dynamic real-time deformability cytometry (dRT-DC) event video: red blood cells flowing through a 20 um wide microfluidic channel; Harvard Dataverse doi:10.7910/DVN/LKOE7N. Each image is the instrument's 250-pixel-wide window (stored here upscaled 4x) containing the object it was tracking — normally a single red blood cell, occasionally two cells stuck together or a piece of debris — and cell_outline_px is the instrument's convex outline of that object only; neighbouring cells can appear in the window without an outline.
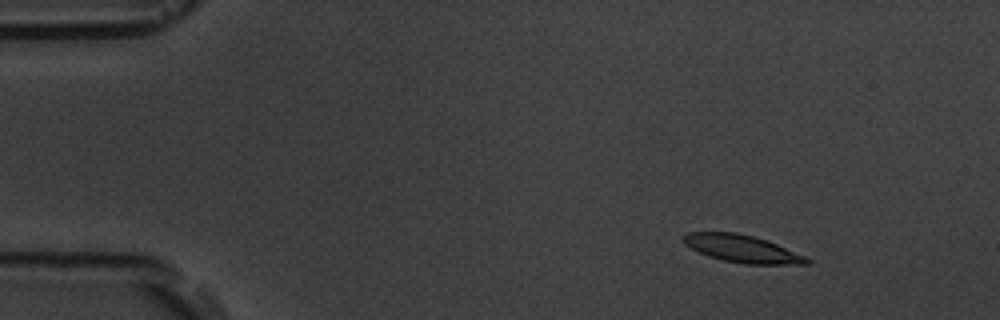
{"species": "common noctule bat (a hibernating species)", "species_latin": "Nyctalus noctula", "temperature_condition": "room temperature", "stored_images_in_passage": 6, "segment_of_instrument_passage": [1, 2], "camera_frame_rate_fps": 3000, "um_per_image_px": 0.085, "animal": {"sex": "male", "body_mass_g": 19.5, "forearm_length_mm": 54.6}, "frame": {"image": 1, "passage_image": 3, "time_ms": 2.0, "image_size_px": [1000, 320], "cell_outline_px": [[812, 264], [744, 264], [724, 260], [708, 256], [684, 244], [680, 240], [688, 232], [736, 232], [752, 236], [776, 244], [804, 256], [812, 260]], "centroid_in_image_um": [63.06, 21.14], "position_along_channel_um": 21.9, "area_um2": 19.48}}
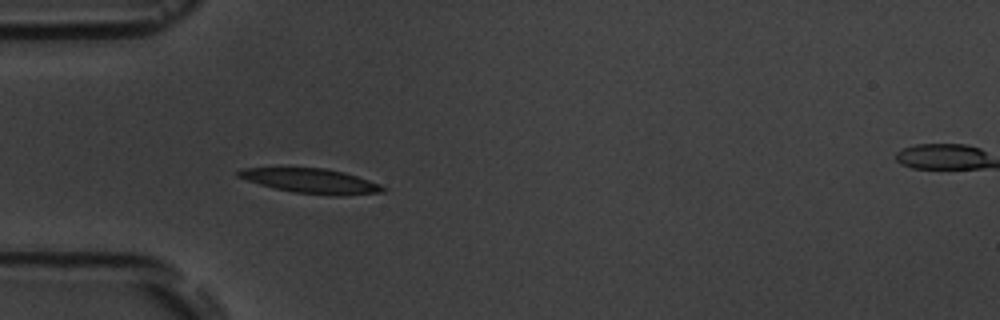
{"frame": {"image": 2, "passage_image": 5, "time_ms": 5.333, "image_size_px": [1000, 320], "cell_outline_px": [[388, 188], [384, 192], [340, 196], [292, 192], [260, 184], [236, 176], [236, 172], [244, 168], [324, 168], [344, 172], [380, 184]], "centroid_in_image_um": [26.49, 15.38], "position_along_channel_um": 58.5, "area_um2": 20.58}}